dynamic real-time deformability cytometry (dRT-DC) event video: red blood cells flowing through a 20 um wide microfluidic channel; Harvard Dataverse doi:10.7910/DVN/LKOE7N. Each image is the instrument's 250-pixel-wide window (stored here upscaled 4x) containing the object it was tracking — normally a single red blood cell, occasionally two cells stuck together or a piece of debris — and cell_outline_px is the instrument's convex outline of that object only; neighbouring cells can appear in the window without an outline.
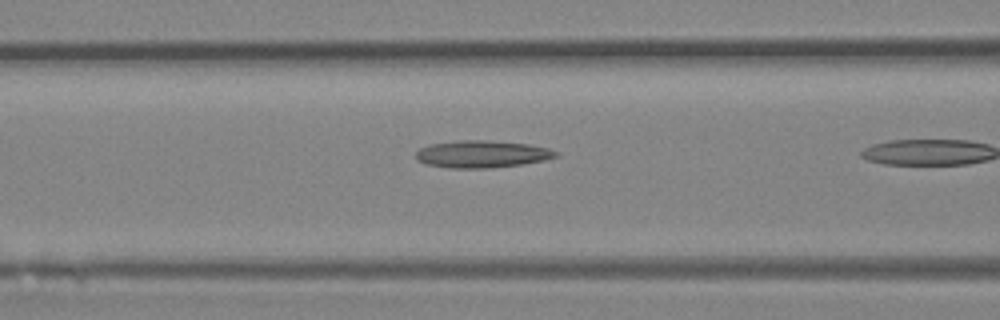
{"species": "Egyptian fruit bat (a non-hibernating species)", "species_latin": "Rousettus aegyptiacus", "temperature_condition": "room temperature", "stored_images_in_passage": 9, "camera_frame_rate_fps": 3000, "um_per_image_px": 0.085, "animal": {"sex": "female"}, "frame": {"image": 1, "passage_image": 8, "time_ms": 2.333, "image_size_px": [1000, 320], "cell_outline_px": [[560, 156], [544, 160], [520, 164], [488, 168], [452, 168], [424, 164], [416, 160], [416, 152], [420, 148], [428, 144], [456, 140], [484, 140], [528, 144], [548, 148], [560, 152]], "centroid_in_image_um": [40.94, 13.09], "position_along_channel_um": 125.7, "area_um2": 22.31}}